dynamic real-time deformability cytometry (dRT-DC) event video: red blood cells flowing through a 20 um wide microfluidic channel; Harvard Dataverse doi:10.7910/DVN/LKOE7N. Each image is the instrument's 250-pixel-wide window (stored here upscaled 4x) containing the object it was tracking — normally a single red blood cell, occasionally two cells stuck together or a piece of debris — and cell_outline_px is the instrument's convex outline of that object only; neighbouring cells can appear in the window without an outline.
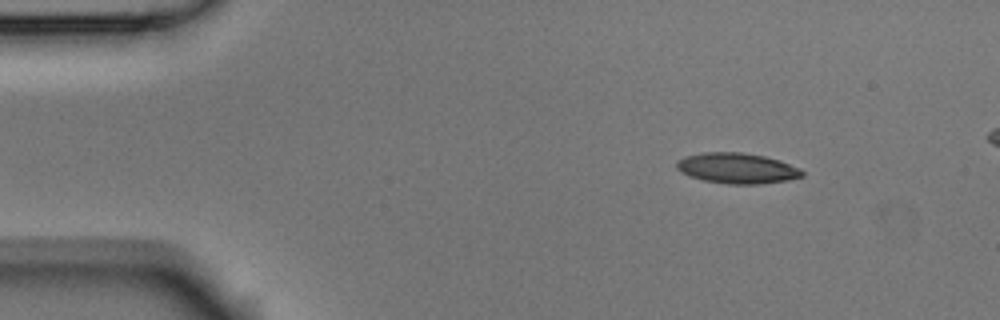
{"species": "Egyptian fruit bat (a non-hibernating species)", "species_latin": "Rousettus aegyptiacus", "temperature_condition": "room temperature", "stored_images_in_passage": 4, "camera_frame_rate_fps": 3000, "um_per_image_px": 0.085, "animal": {"sex": "male"}, "frame": {"image": 1, "passage_image": 1, "time_ms": 0.0, "image_size_px": [1000, 320], "cell_outline_px": [[804, 176], [788, 180], [760, 184], [728, 184], [704, 180], [688, 176], [680, 172], [676, 168], [676, 160], [684, 156], [704, 152], [740, 152], [764, 156], [780, 160], [800, 168], [804, 172]], "centroid_in_image_um": [62.63, 14.3], "position_along_channel_um": 22.4, "area_um2": 22.54}}